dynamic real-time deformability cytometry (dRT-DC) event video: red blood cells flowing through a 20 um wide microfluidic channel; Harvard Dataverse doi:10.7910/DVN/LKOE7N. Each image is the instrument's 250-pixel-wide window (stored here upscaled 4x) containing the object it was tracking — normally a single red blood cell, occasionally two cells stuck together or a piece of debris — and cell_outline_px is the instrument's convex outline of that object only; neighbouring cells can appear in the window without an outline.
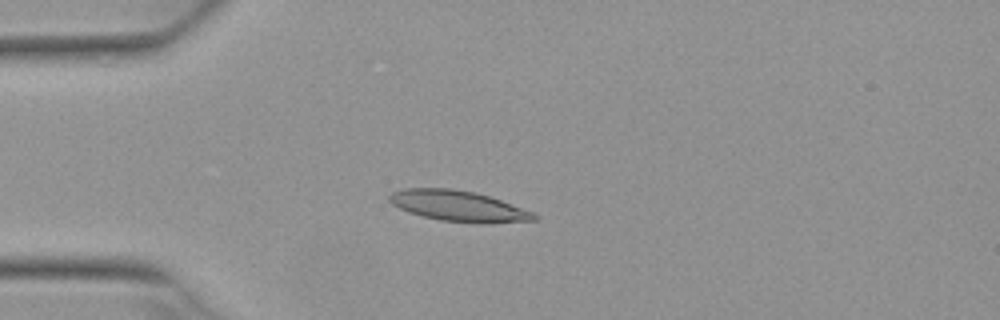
{"species": "Egyptian fruit bat (a non-hibernating species)", "species_latin": "Rousettus aegyptiacus", "temperature_condition": "warm", "stored_images_in_passage": 3, "camera_frame_rate_fps": 3000, "um_per_image_px": 0.085, "animal": {"sex": "female"}, "frame": {"image": 1, "passage_image": 3, "time_ms": 0.667, "image_size_px": [1000, 320], "cell_outline_px": [[540, 216], [536, 220], [484, 224], [480, 224], [440, 220], [408, 212], [392, 204], [388, 200], [388, 196], [392, 192], [404, 188], [452, 188], [476, 192], [536, 212]], "centroid_in_image_um": [39.01, 17.52], "position_along_channel_um": 46.0, "area_um2": 26.18}}